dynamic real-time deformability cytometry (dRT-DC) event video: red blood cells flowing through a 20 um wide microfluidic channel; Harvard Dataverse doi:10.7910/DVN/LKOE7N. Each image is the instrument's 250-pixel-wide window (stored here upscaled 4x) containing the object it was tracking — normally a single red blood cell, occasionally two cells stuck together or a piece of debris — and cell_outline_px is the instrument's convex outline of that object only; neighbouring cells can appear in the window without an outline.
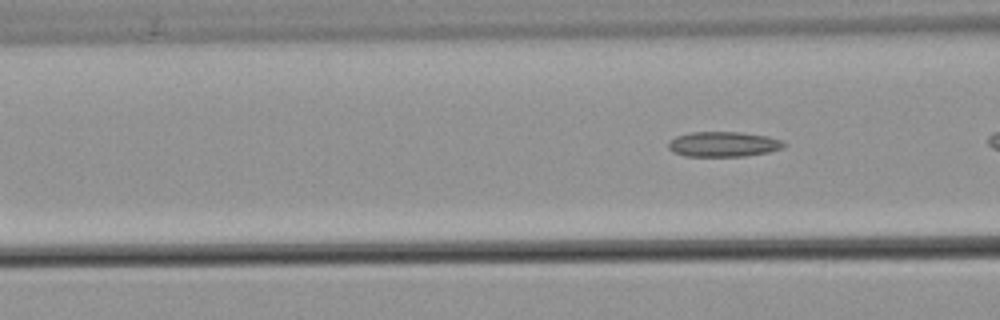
{"species": "common noctule bat (a hibernating species)", "species_latin": "Nyctalus noctula", "temperature_condition": "warm", "stored_images_in_passage": 6, "camera_frame_rate_fps": 3000, "um_per_image_px": 0.085, "animal": {"sex": "male", "body_mass_g": 21.5, "forearm_length_mm": 52.0}, "frame": {"image": 1, "passage_image": 6, "time_ms": 6.333, "image_size_px": [1000, 320], "cell_outline_px": [[788, 144], [780, 148], [768, 152], [744, 156], [684, 156], [672, 152], [668, 148], [668, 140], [676, 136], [692, 132], [740, 132], [768, 136], [784, 140]], "centroid_in_image_um": [61.47, 12.25], "position_along_channel_um": 105.1, "area_um2": 17.05}}